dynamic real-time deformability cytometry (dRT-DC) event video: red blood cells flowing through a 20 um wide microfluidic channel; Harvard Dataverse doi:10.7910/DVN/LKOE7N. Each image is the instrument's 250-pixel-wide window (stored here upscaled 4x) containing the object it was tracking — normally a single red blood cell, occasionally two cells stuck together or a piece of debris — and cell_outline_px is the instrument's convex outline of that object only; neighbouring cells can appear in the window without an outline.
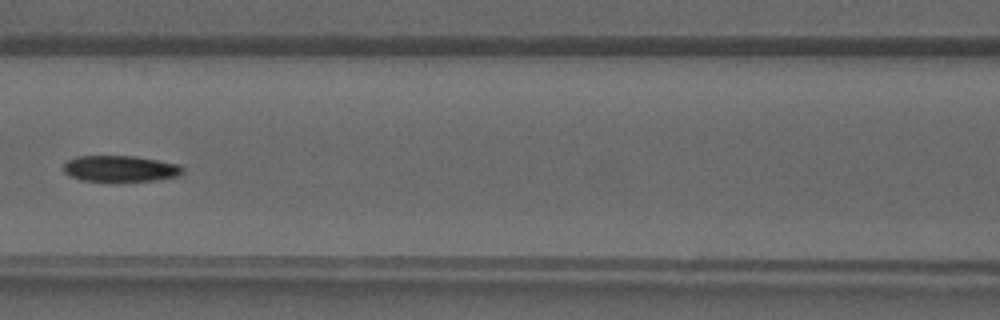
{"species": "common noctule bat (a hibernating species)", "species_latin": "Nyctalus noctula", "temperature_condition": "warm", "stored_images_in_passage": 29, "camera_frame_rate_fps": 3000, "um_per_image_px": 0.085, "animal": {"sex": "male", "forearm_length_mm": 52.5}, "frame": {"image": 1, "passage_image": 7, "time_ms": 2.0, "image_size_px": [1000, 320], "cell_outline_px": [[184, 172], [180, 176], [156, 180], [116, 184], [108, 184], [80, 180], [68, 176], [64, 172], [64, 164], [68, 160], [76, 156], [136, 156], [180, 164], [184, 168]], "centroid_in_image_um": [10.23, 14.39], "position_along_channel_um": 156.4, "area_um2": 19.31}}
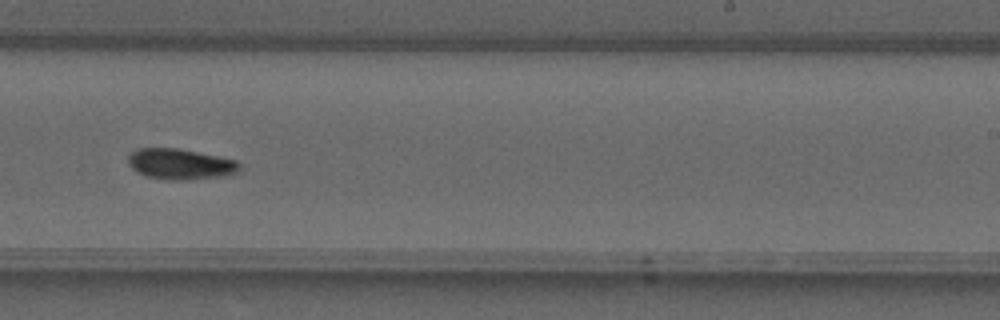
{"frame": {"image": 2, "passage_image": 14, "time_ms": 4.333, "image_size_px": [1000, 320], "cell_outline_px": [[240, 172], [224, 176], [184, 180], [172, 180], [148, 176], [136, 172], [128, 164], [128, 156], [136, 148], [176, 148], [220, 156], [236, 160], [240, 164]], "centroid_in_image_um": [15.35, 13.94], "position_along_channel_um": 273.7, "area_um2": 20.0}}
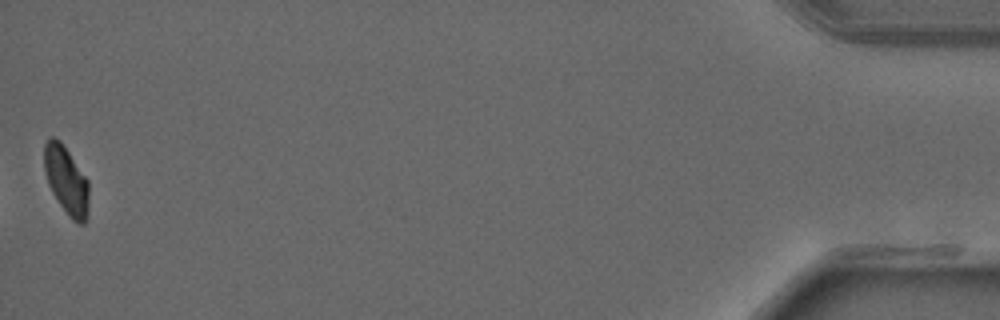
{"frame": {"image": 3, "passage_image": 29, "time_ms": 9.333, "image_size_px": [1000, 320], "cell_outline_px": [[88, 216], [84, 224], [80, 224], [72, 220], [68, 216], [52, 192], [48, 184], [44, 168], [44, 144], [48, 136], [52, 136], [60, 140], [88, 180]], "centroid_in_image_um": [5.63, 15.32], "position_along_channel_um": 429.6, "area_um2": 17.74}}